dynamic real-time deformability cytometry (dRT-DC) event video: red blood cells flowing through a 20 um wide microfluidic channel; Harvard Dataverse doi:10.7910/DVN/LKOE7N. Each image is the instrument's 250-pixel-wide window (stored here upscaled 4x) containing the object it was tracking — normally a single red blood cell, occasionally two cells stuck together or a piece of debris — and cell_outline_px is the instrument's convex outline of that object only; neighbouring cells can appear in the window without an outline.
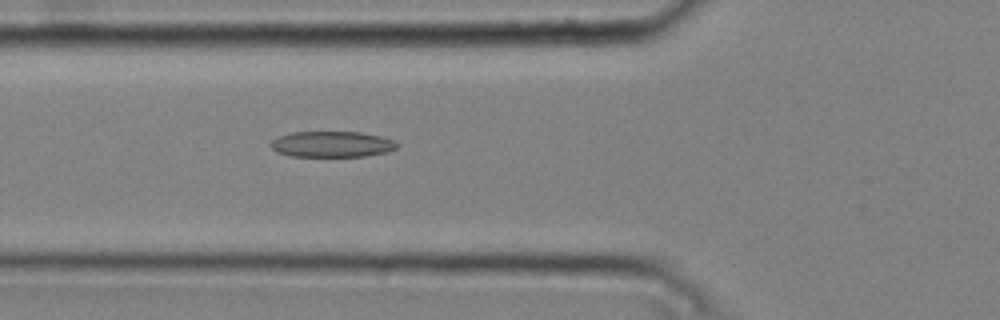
{"species": "common noctule bat (a hibernating species)", "species_latin": "Nyctalus noctula", "temperature_condition": "cold", "stored_images_in_passage": 34, "camera_frame_rate_fps": 3000, "um_per_image_px": 0.085, "animal": {"sex": "male", "body_mass_g": 20.4}, "frame": {"image": 1, "passage_image": 5, "time_ms": 1.333, "image_size_px": [1000, 320], "cell_outline_px": [[400, 144], [396, 148], [388, 152], [364, 156], [292, 156], [280, 152], [272, 148], [268, 144], [272, 140], [280, 136], [292, 132], [360, 132], [380, 136], [396, 140]], "centroid_in_image_um": [28.27, 12.25], "position_along_channel_um": 97.5, "area_um2": 19.02}}
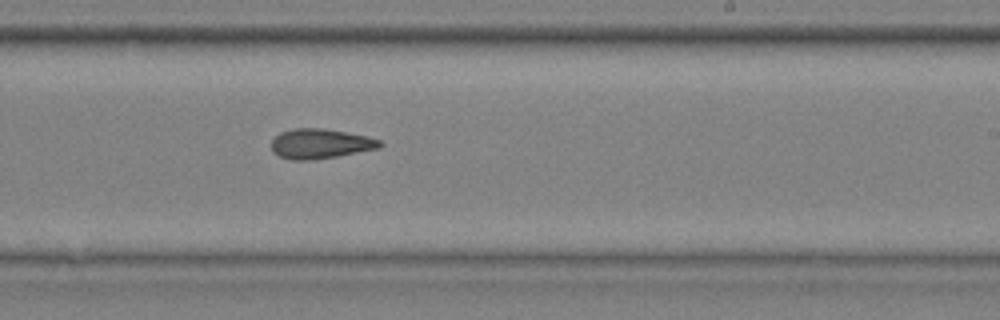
{"frame": {"image": 2, "passage_image": 18, "time_ms": 5.667, "image_size_px": [1000, 320], "cell_outline_px": [[384, 144], [380, 148], [336, 156], [312, 160], [292, 160], [280, 156], [272, 152], [272, 140], [280, 132], [296, 128], [324, 128], [368, 136], [380, 140]], "centroid_in_image_um": [27.24, 12.21], "position_along_channel_um": 261.8, "area_um2": 18.84}}
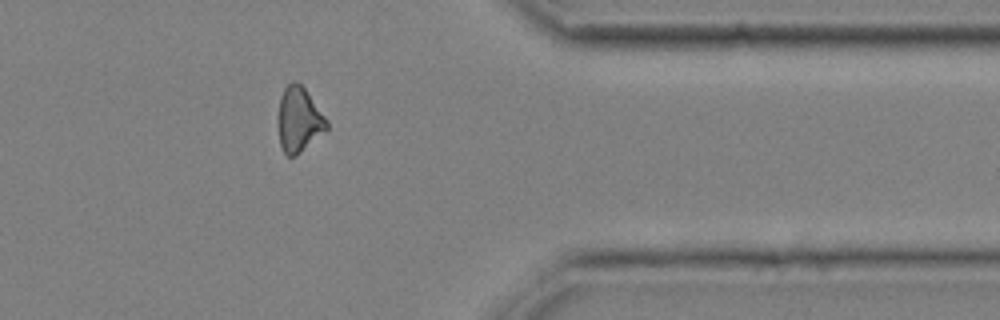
{"frame": {"image": 3, "passage_image": 29, "time_ms": 9.333, "image_size_px": [1000, 320], "cell_outline_px": [[328, 128], [300, 152], [292, 156], [288, 156], [284, 152], [280, 144], [276, 120], [276, 116], [280, 96], [284, 88], [292, 80], [296, 80], [304, 88], [328, 120]], "centroid_in_image_um": [25.36, 10.13], "position_along_channel_um": 386.0, "area_um2": 18.5}, "authors_computed_cell_mechanics": {"area_um2": 18.6116, "velocity_mm_per_s": 3.7852, "shape_relaxation_time_tau1_ms": 9.0874, "shape_relaxation_time_tau2_ms": 8.3441, "deformation_change_tau1": 0.2205, "deformation_change_tau2": 0.2204}}